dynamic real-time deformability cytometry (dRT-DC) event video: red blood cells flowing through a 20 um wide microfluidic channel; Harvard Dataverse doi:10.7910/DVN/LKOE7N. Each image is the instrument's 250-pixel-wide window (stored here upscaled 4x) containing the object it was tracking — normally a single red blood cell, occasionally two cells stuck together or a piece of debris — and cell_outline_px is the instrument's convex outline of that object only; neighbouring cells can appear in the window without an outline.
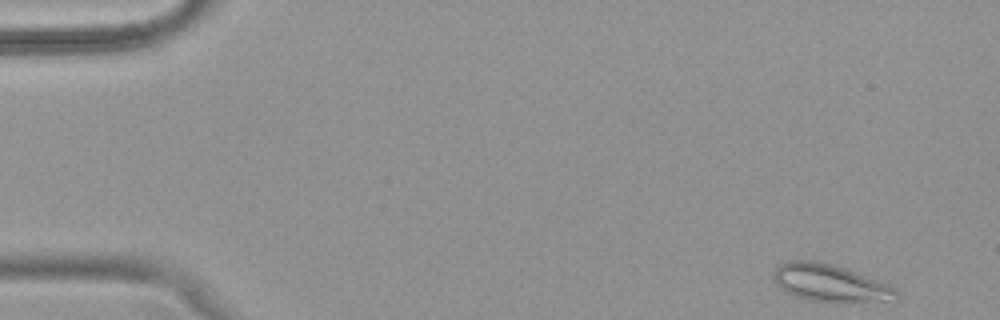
{"species": "common noctule bat (a hibernating species)", "species_latin": "Nyctalus noctula", "temperature_condition": "warm", "stored_images_in_passage": 49, "camera_frame_rate_fps": 3000, "um_per_image_px": 0.085, "animal": {"sex": "female", "body_mass_g": 18.4}, "frame": {"image": 1, "passage_image": 1, "time_ms": 0.0, "image_size_px": [1000, 320], "cell_outline_px": [[900, 296], [896, 300], [808, 300], [796, 296], [780, 288], [776, 284], [772, 272], [776, 264], [788, 260], [816, 260], [832, 264], [844, 268], [888, 284], [896, 288]], "centroid_in_image_um": [70.48, 24.0], "position_along_channel_um": 14.5, "area_um2": 26.13}}
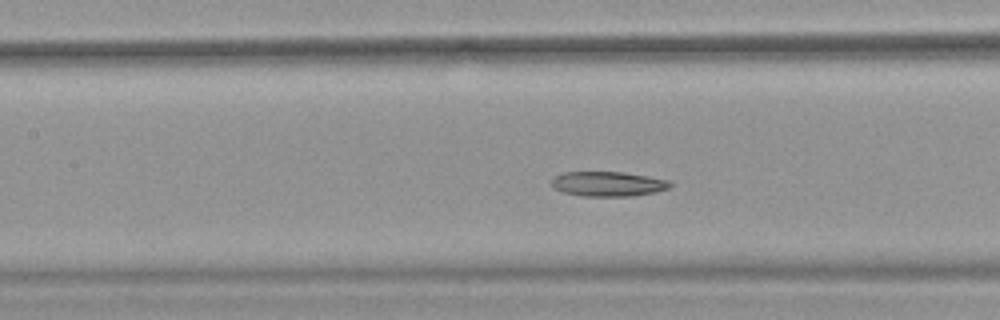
{"frame": {"image": 2, "passage_image": 21, "time_ms": 6.667, "image_size_px": [1000, 320], "cell_outline_px": [[672, 184], [668, 188], [656, 192], [632, 196], [580, 196], [564, 192], [552, 188], [552, 180], [556, 176], [564, 172], [624, 172], [672, 180]], "centroid_in_image_um": [51.71, 15.63], "position_along_channel_um": 155.7, "area_um2": 17.22}}
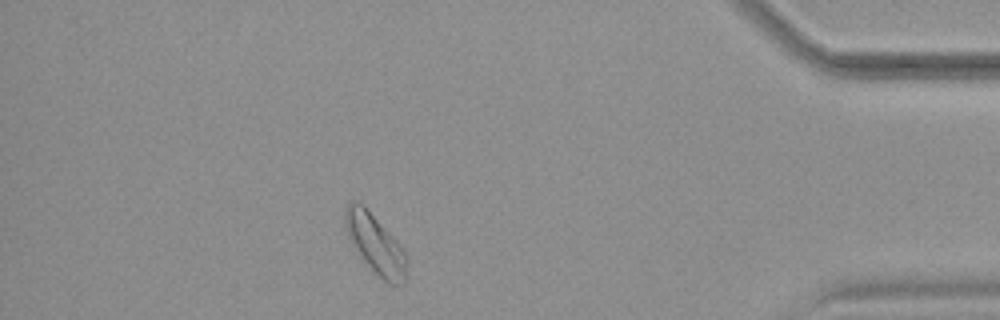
{"frame": {"image": 3, "passage_image": 43, "time_ms": 14.0, "image_size_px": [1000, 320], "cell_outline_px": [[408, 260], [404, 284], [388, 284], [372, 272], [348, 240], [344, 224], [344, 208], [348, 204], [356, 200], [364, 204], [400, 244]], "centroid_in_image_um": [31.88, 20.74], "position_along_channel_um": 403.3, "area_um2": 21.79}, "authors_computed_cell_mechanics": {"area_um2": 19.5942, "velocity_mm_per_s": 3.943, "shape_relaxation_time_tau1_ms": null, "shape_relaxation_time_tau2_ms": 5.9813, "deformation_change_tau1": null, "deformation_change_tau2": 0.1136}}